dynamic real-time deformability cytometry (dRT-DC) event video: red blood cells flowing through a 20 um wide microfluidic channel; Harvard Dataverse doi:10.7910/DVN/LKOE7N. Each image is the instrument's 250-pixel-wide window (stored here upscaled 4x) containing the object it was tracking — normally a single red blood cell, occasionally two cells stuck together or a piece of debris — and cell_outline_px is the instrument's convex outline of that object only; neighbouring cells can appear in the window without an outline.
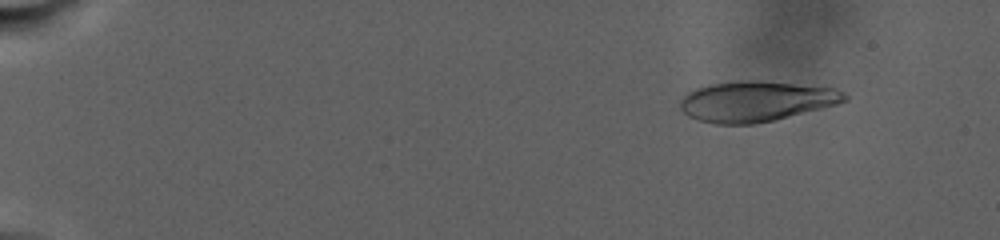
{"species": "human", "species_latin": "Homo sapiens", "temperature_condition": "warm", "stored_images_in_passage": 59, "camera_frame_rate_fps": 3000, "um_per_image_px": 0.085, "donor": {"sex": "male"}, "frame": {"image": 1, "passage_image": 11, "time_ms": 3.667, "image_size_px": [1000, 240], "cell_outline_px": [[848, 100], [836, 104], [772, 120], [752, 124], [716, 124], [700, 120], [688, 116], [680, 108], [680, 100], [688, 92], [696, 88], [708, 84], [736, 80], [760, 80], [832, 88], [844, 92], [848, 96]], "centroid_in_image_um": [64.22, 8.59], "position_along_channel_um": 20.8, "area_um2": 38.44}}
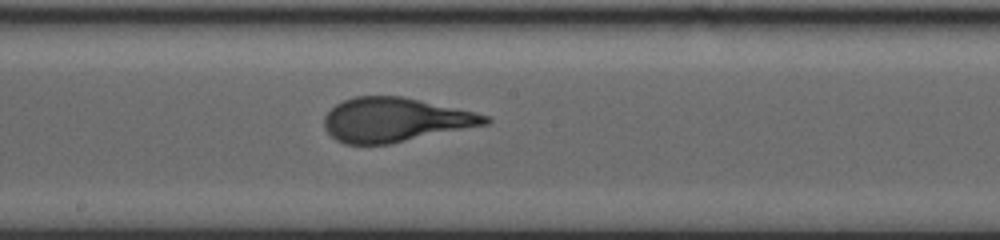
{"frame": {"image": 2, "passage_image": 41, "time_ms": 19.333, "image_size_px": [1000, 240], "cell_outline_px": [[492, 120], [488, 124], [388, 144], [344, 144], [336, 140], [324, 128], [324, 116], [336, 104], [344, 100], [356, 96], [400, 96], [476, 112], [488, 116]], "centroid_in_image_um": [33.57, 10.19], "position_along_channel_um": 214.6, "area_um2": 41.1}}
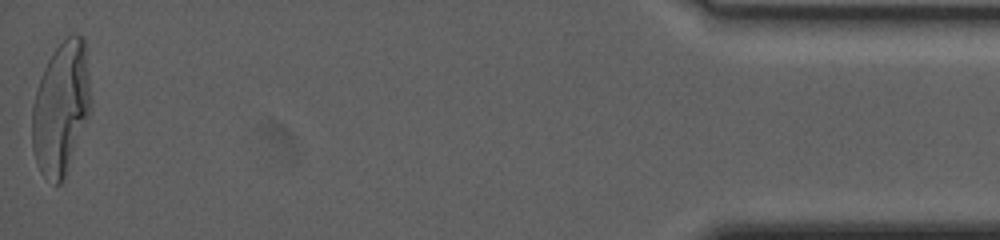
{"frame": {"image": 3, "passage_image": 59, "time_ms": 32.667, "image_size_px": [1000, 240], "cell_outline_px": [[92, 108], [64, 176], [60, 184], [56, 184], [44, 176], [40, 172], [36, 164], [32, 148], [32, 104], [36, 88], [40, 76], [52, 52], [72, 32], [84, 36]], "centroid_in_image_um": [5.17, 9.15], "position_along_channel_um": 430.0, "area_um2": 45.37}, "authors_computed_cell_mechanics": {"area_um2": 40.9224, "velocity_mm_per_s": 2.1884, "shape_relaxation_time_tau1_ms": 8.5358, "shape_relaxation_time_tau2_ms": null, "deformation_change_tau1": 0.2648, "deformation_change_tau2": null}}